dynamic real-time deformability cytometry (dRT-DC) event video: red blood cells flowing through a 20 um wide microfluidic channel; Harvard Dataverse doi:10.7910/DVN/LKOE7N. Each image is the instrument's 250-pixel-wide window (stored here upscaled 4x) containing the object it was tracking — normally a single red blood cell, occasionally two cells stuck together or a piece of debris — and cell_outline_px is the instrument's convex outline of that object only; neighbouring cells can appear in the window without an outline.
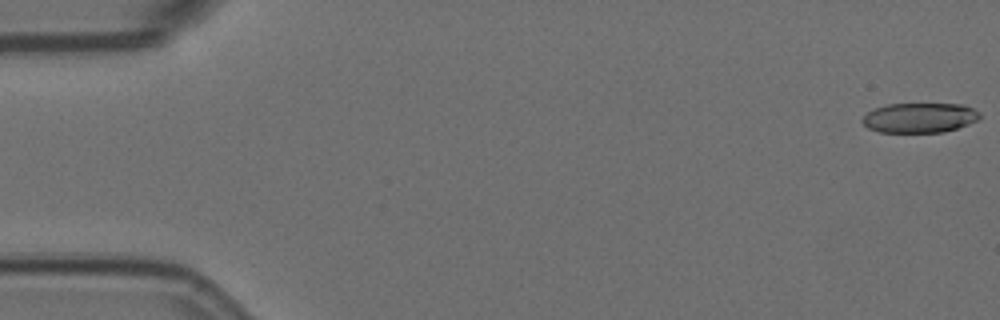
{"species": "Egyptian fruit bat (a non-hibernating species)", "species_latin": "Rousettus aegyptiacus", "temperature_condition": "room temperature", "stored_images_in_passage": 9, "camera_frame_rate_fps": 3000, "um_per_image_px": 0.085, "animal": {"sex": "female"}, "frame": {"image": 1, "passage_image": 1, "time_ms": 0.0, "image_size_px": [1000, 320], "cell_outline_px": [[980, 120], [944, 132], [880, 132], [868, 128], [860, 120], [872, 108], [888, 104], [964, 104], [980, 112]], "centroid_in_image_um": [78.17, 10.0], "position_along_channel_um": 6.8, "area_um2": 20.52}}
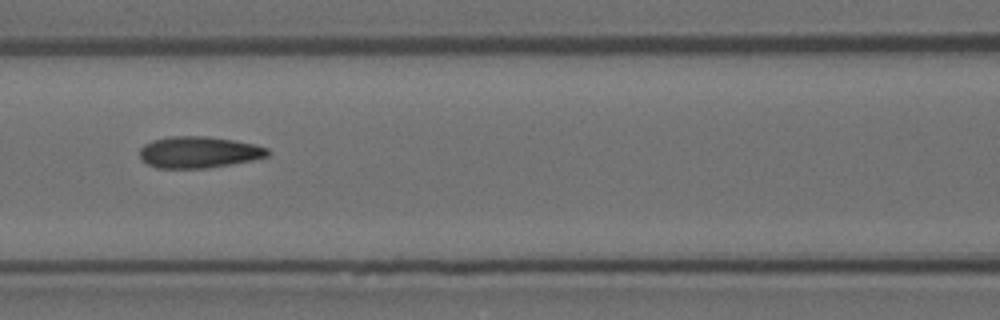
{"frame": {"image": 2, "passage_image": 8, "time_ms": 2.333, "image_size_px": [1000, 320], "cell_outline_px": [[268, 156], [252, 160], [208, 168], [156, 168], [148, 164], [140, 156], [140, 148], [144, 144], [152, 140], [168, 136], [204, 136], [232, 140], [252, 144], [268, 148]], "centroid_in_image_um": [16.86, 12.93], "position_along_channel_um": 149.7, "area_um2": 23.29}}
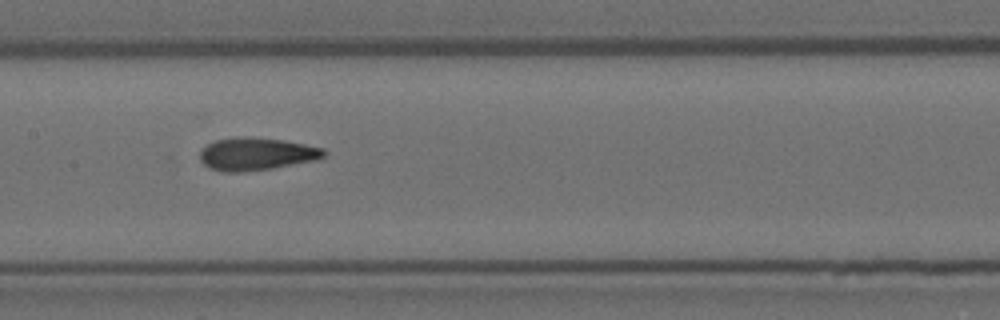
{"frame": {"image": 3, "passage_image": 9, "time_ms": 2.667, "image_size_px": [1000, 320], "cell_outline_px": [[328, 152], [324, 156], [316, 160], [272, 168], [240, 172], [224, 172], [212, 168], [204, 164], [200, 160], [200, 152], [208, 144], [216, 140], [236, 136], [252, 136], [284, 140], [324, 148]], "centroid_in_image_um": [21.81, 13.07], "position_along_channel_um": 185.6, "area_um2": 23.64}}